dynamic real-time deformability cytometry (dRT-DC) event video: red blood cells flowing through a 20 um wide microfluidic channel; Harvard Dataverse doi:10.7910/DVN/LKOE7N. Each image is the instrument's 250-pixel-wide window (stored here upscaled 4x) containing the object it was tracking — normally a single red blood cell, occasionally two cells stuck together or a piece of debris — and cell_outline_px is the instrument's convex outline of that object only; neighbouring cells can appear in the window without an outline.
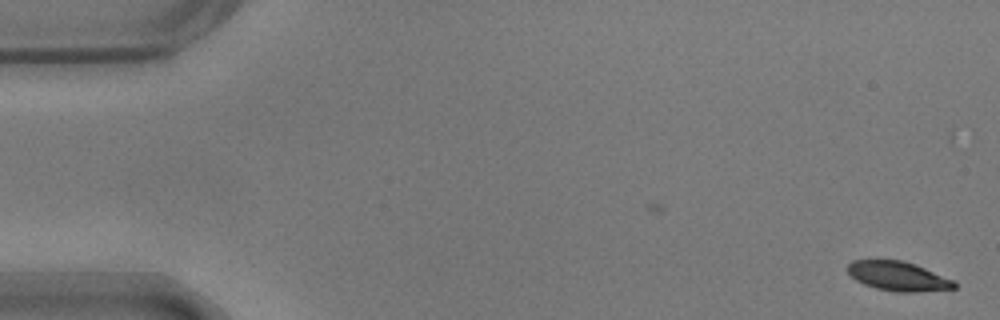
{"species": "common noctule bat (a hibernating species)", "species_latin": "Nyctalus noctula", "temperature_condition": "warm", "stored_images_in_passage": 48, "camera_frame_rate_fps": 3000, "um_per_image_px": 0.085, "animal": {"sex": "male", "body_mass_g": 17.9}, "frame": {"image": 1, "passage_image": 1, "time_ms": 0.0, "image_size_px": [1000, 320], "cell_outline_px": [[956, 288], [920, 292], [896, 292], [876, 288], [864, 284], [856, 280], [848, 272], [848, 264], [852, 260], [904, 260], [916, 264], [956, 280]], "centroid_in_image_um": [76.39, 23.47], "position_along_channel_um": 8.6, "area_um2": 18.44}}
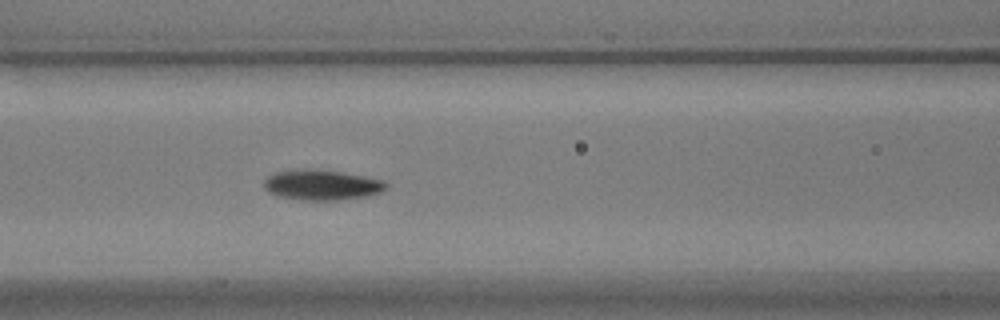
{"frame": {"image": 2, "passage_image": 23, "time_ms": 7.333, "image_size_px": [1000, 320], "cell_outline_px": [[388, 188], [380, 192], [364, 196], [336, 200], [304, 200], [276, 196], [268, 192], [264, 188], [264, 180], [268, 176], [276, 172], [340, 172], [364, 176], [384, 180], [388, 184]], "centroid_in_image_um": [27.39, 15.77], "position_along_channel_um": 139.2, "area_um2": 20.58}}
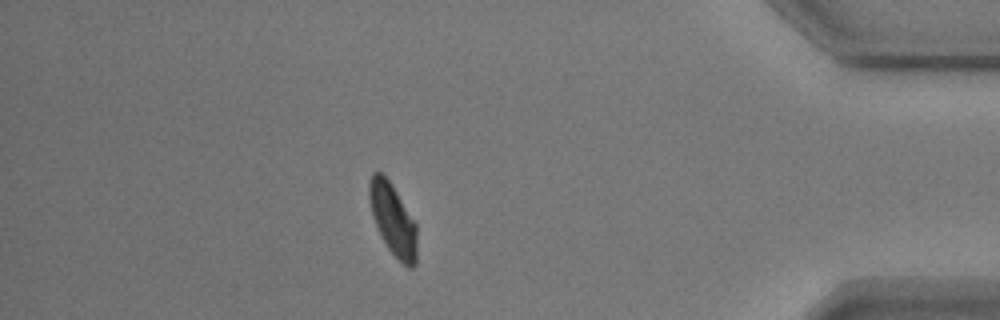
{"frame": {"image": 3, "passage_image": 48, "time_ms": 15.667, "image_size_px": [1000, 320], "cell_outline_px": [[416, 264], [412, 268], [408, 268], [388, 248], [372, 216], [368, 196], [368, 184], [372, 172], [380, 172], [388, 180], [396, 192], [416, 224]], "centroid_in_image_um": [33.38, 18.65], "position_along_channel_um": 401.8, "area_um2": 19.42}, "authors_computed_cell_mechanics": {"area_um2": 20.1722, "velocity_mm_per_s": 3.6549, "shape_relaxation_time_tau1_ms": 2.359, "shape_relaxation_time_tau2_ms": 5.3802, "deformation_change_tau1": 0.1439, "deformation_change_tau2": 0.106}}